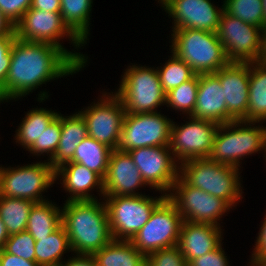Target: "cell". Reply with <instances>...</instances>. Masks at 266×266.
Masks as SVG:
<instances>
[{"label":"cell","instance_id":"obj_25","mask_svg":"<svg viewBox=\"0 0 266 266\" xmlns=\"http://www.w3.org/2000/svg\"><path fill=\"white\" fill-rule=\"evenodd\" d=\"M62 224V210L56 204L44 201L35 203L30 210L26 231L35 241L48 237Z\"/></svg>","mask_w":266,"mask_h":266},{"label":"cell","instance_id":"obj_22","mask_svg":"<svg viewBox=\"0 0 266 266\" xmlns=\"http://www.w3.org/2000/svg\"><path fill=\"white\" fill-rule=\"evenodd\" d=\"M55 176L58 180V177L61 176L65 191L67 190L70 193V197L66 201L96 200L95 197L89 194L95 186L100 189L101 195L104 194L103 179L97 173L79 163H65L55 170Z\"/></svg>","mask_w":266,"mask_h":266},{"label":"cell","instance_id":"obj_13","mask_svg":"<svg viewBox=\"0 0 266 266\" xmlns=\"http://www.w3.org/2000/svg\"><path fill=\"white\" fill-rule=\"evenodd\" d=\"M262 32L223 11L216 34L229 62L253 63L260 56Z\"/></svg>","mask_w":266,"mask_h":266},{"label":"cell","instance_id":"obj_43","mask_svg":"<svg viewBox=\"0 0 266 266\" xmlns=\"http://www.w3.org/2000/svg\"><path fill=\"white\" fill-rule=\"evenodd\" d=\"M60 7L61 0H32L30 8L60 13Z\"/></svg>","mask_w":266,"mask_h":266},{"label":"cell","instance_id":"obj_24","mask_svg":"<svg viewBox=\"0 0 266 266\" xmlns=\"http://www.w3.org/2000/svg\"><path fill=\"white\" fill-rule=\"evenodd\" d=\"M97 266H146L147 257L131 241L112 240L92 254Z\"/></svg>","mask_w":266,"mask_h":266},{"label":"cell","instance_id":"obj_49","mask_svg":"<svg viewBox=\"0 0 266 266\" xmlns=\"http://www.w3.org/2000/svg\"><path fill=\"white\" fill-rule=\"evenodd\" d=\"M2 166L0 167V190H1V175H2Z\"/></svg>","mask_w":266,"mask_h":266},{"label":"cell","instance_id":"obj_8","mask_svg":"<svg viewBox=\"0 0 266 266\" xmlns=\"http://www.w3.org/2000/svg\"><path fill=\"white\" fill-rule=\"evenodd\" d=\"M166 197L105 196L110 231L113 240L131 241L148 222L154 208Z\"/></svg>","mask_w":266,"mask_h":266},{"label":"cell","instance_id":"obj_30","mask_svg":"<svg viewBox=\"0 0 266 266\" xmlns=\"http://www.w3.org/2000/svg\"><path fill=\"white\" fill-rule=\"evenodd\" d=\"M59 113L36 108L28 111L16 130L15 140L26 150L37 140Z\"/></svg>","mask_w":266,"mask_h":266},{"label":"cell","instance_id":"obj_39","mask_svg":"<svg viewBox=\"0 0 266 266\" xmlns=\"http://www.w3.org/2000/svg\"><path fill=\"white\" fill-rule=\"evenodd\" d=\"M16 35H5L0 37V92L3 94V87L9 72L11 60V48Z\"/></svg>","mask_w":266,"mask_h":266},{"label":"cell","instance_id":"obj_20","mask_svg":"<svg viewBox=\"0 0 266 266\" xmlns=\"http://www.w3.org/2000/svg\"><path fill=\"white\" fill-rule=\"evenodd\" d=\"M220 228L209 223L182 222L177 247L187 263L215 250L221 244Z\"/></svg>","mask_w":266,"mask_h":266},{"label":"cell","instance_id":"obj_42","mask_svg":"<svg viewBox=\"0 0 266 266\" xmlns=\"http://www.w3.org/2000/svg\"><path fill=\"white\" fill-rule=\"evenodd\" d=\"M0 266H39V265L34 261H29L21 257L9 254L4 249H1Z\"/></svg>","mask_w":266,"mask_h":266},{"label":"cell","instance_id":"obj_40","mask_svg":"<svg viewBox=\"0 0 266 266\" xmlns=\"http://www.w3.org/2000/svg\"><path fill=\"white\" fill-rule=\"evenodd\" d=\"M225 255L221 243L215 250L190 261L188 266H229Z\"/></svg>","mask_w":266,"mask_h":266},{"label":"cell","instance_id":"obj_17","mask_svg":"<svg viewBox=\"0 0 266 266\" xmlns=\"http://www.w3.org/2000/svg\"><path fill=\"white\" fill-rule=\"evenodd\" d=\"M168 16L174 19L173 30L194 29L216 32L224 11L211 0H159Z\"/></svg>","mask_w":266,"mask_h":266},{"label":"cell","instance_id":"obj_46","mask_svg":"<svg viewBox=\"0 0 266 266\" xmlns=\"http://www.w3.org/2000/svg\"><path fill=\"white\" fill-rule=\"evenodd\" d=\"M8 237L9 235L6 226L4 225L3 221L0 218V250L4 248Z\"/></svg>","mask_w":266,"mask_h":266},{"label":"cell","instance_id":"obj_37","mask_svg":"<svg viewBox=\"0 0 266 266\" xmlns=\"http://www.w3.org/2000/svg\"><path fill=\"white\" fill-rule=\"evenodd\" d=\"M146 266H188L177 246L160 249L147 256Z\"/></svg>","mask_w":266,"mask_h":266},{"label":"cell","instance_id":"obj_38","mask_svg":"<svg viewBox=\"0 0 266 266\" xmlns=\"http://www.w3.org/2000/svg\"><path fill=\"white\" fill-rule=\"evenodd\" d=\"M32 0H0V11L14 26L30 9Z\"/></svg>","mask_w":266,"mask_h":266},{"label":"cell","instance_id":"obj_3","mask_svg":"<svg viewBox=\"0 0 266 266\" xmlns=\"http://www.w3.org/2000/svg\"><path fill=\"white\" fill-rule=\"evenodd\" d=\"M171 52L196 75L215 74L229 63L216 32L194 29L172 30Z\"/></svg>","mask_w":266,"mask_h":266},{"label":"cell","instance_id":"obj_19","mask_svg":"<svg viewBox=\"0 0 266 266\" xmlns=\"http://www.w3.org/2000/svg\"><path fill=\"white\" fill-rule=\"evenodd\" d=\"M142 185L147 186L129 153L112 150L107 173L103 179V197L139 196L140 194L135 191Z\"/></svg>","mask_w":266,"mask_h":266},{"label":"cell","instance_id":"obj_36","mask_svg":"<svg viewBox=\"0 0 266 266\" xmlns=\"http://www.w3.org/2000/svg\"><path fill=\"white\" fill-rule=\"evenodd\" d=\"M35 239L28 231L9 235L4 250L12 255L35 262Z\"/></svg>","mask_w":266,"mask_h":266},{"label":"cell","instance_id":"obj_12","mask_svg":"<svg viewBox=\"0 0 266 266\" xmlns=\"http://www.w3.org/2000/svg\"><path fill=\"white\" fill-rule=\"evenodd\" d=\"M172 120L155 113H126L117 150L170 146Z\"/></svg>","mask_w":266,"mask_h":266},{"label":"cell","instance_id":"obj_34","mask_svg":"<svg viewBox=\"0 0 266 266\" xmlns=\"http://www.w3.org/2000/svg\"><path fill=\"white\" fill-rule=\"evenodd\" d=\"M224 11L244 23L263 29V6L261 0H224Z\"/></svg>","mask_w":266,"mask_h":266},{"label":"cell","instance_id":"obj_35","mask_svg":"<svg viewBox=\"0 0 266 266\" xmlns=\"http://www.w3.org/2000/svg\"><path fill=\"white\" fill-rule=\"evenodd\" d=\"M61 137V113L52 121V123L43 131L39 139H37L27 150L34 154H49L51 159L59 145Z\"/></svg>","mask_w":266,"mask_h":266},{"label":"cell","instance_id":"obj_15","mask_svg":"<svg viewBox=\"0 0 266 266\" xmlns=\"http://www.w3.org/2000/svg\"><path fill=\"white\" fill-rule=\"evenodd\" d=\"M182 126L172 122L170 150L179 164L191 159L208 158L219 124L190 117Z\"/></svg>","mask_w":266,"mask_h":266},{"label":"cell","instance_id":"obj_27","mask_svg":"<svg viewBox=\"0 0 266 266\" xmlns=\"http://www.w3.org/2000/svg\"><path fill=\"white\" fill-rule=\"evenodd\" d=\"M263 120H266V66L253 62L250 63L247 121Z\"/></svg>","mask_w":266,"mask_h":266},{"label":"cell","instance_id":"obj_50","mask_svg":"<svg viewBox=\"0 0 266 266\" xmlns=\"http://www.w3.org/2000/svg\"><path fill=\"white\" fill-rule=\"evenodd\" d=\"M250 266H262V265H258V264H254V263H250Z\"/></svg>","mask_w":266,"mask_h":266},{"label":"cell","instance_id":"obj_2","mask_svg":"<svg viewBox=\"0 0 266 266\" xmlns=\"http://www.w3.org/2000/svg\"><path fill=\"white\" fill-rule=\"evenodd\" d=\"M62 225L76 254L92 255L113 240L105 203L97 199L66 201Z\"/></svg>","mask_w":266,"mask_h":266},{"label":"cell","instance_id":"obj_4","mask_svg":"<svg viewBox=\"0 0 266 266\" xmlns=\"http://www.w3.org/2000/svg\"><path fill=\"white\" fill-rule=\"evenodd\" d=\"M255 123L259 122L234 120L219 125L208 159L238 168L243 156L265 150L266 127L252 126Z\"/></svg>","mask_w":266,"mask_h":266},{"label":"cell","instance_id":"obj_23","mask_svg":"<svg viewBox=\"0 0 266 266\" xmlns=\"http://www.w3.org/2000/svg\"><path fill=\"white\" fill-rule=\"evenodd\" d=\"M86 137H88L87 125L79 112L70 116L61 115L59 145L54 156L48 159V162L55 170L65 163L71 162L76 148Z\"/></svg>","mask_w":266,"mask_h":266},{"label":"cell","instance_id":"obj_48","mask_svg":"<svg viewBox=\"0 0 266 266\" xmlns=\"http://www.w3.org/2000/svg\"><path fill=\"white\" fill-rule=\"evenodd\" d=\"M4 100L6 101V99L4 98L3 94L0 92V103H1V101L3 102Z\"/></svg>","mask_w":266,"mask_h":266},{"label":"cell","instance_id":"obj_33","mask_svg":"<svg viewBox=\"0 0 266 266\" xmlns=\"http://www.w3.org/2000/svg\"><path fill=\"white\" fill-rule=\"evenodd\" d=\"M199 75L171 89L166 93L165 104L175 110L183 111L191 116L194 112L197 99Z\"/></svg>","mask_w":266,"mask_h":266},{"label":"cell","instance_id":"obj_7","mask_svg":"<svg viewBox=\"0 0 266 266\" xmlns=\"http://www.w3.org/2000/svg\"><path fill=\"white\" fill-rule=\"evenodd\" d=\"M122 101L126 113H155L165 105L166 93L162 89L157 69L132 65L125 70L115 93Z\"/></svg>","mask_w":266,"mask_h":266},{"label":"cell","instance_id":"obj_47","mask_svg":"<svg viewBox=\"0 0 266 266\" xmlns=\"http://www.w3.org/2000/svg\"><path fill=\"white\" fill-rule=\"evenodd\" d=\"M263 6V30L266 28V0H261Z\"/></svg>","mask_w":266,"mask_h":266},{"label":"cell","instance_id":"obj_45","mask_svg":"<svg viewBox=\"0 0 266 266\" xmlns=\"http://www.w3.org/2000/svg\"><path fill=\"white\" fill-rule=\"evenodd\" d=\"M5 35H16L14 25L0 11V37Z\"/></svg>","mask_w":266,"mask_h":266},{"label":"cell","instance_id":"obj_29","mask_svg":"<svg viewBox=\"0 0 266 266\" xmlns=\"http://www.w3.org/2000/svg\"><path fill=\"white\" fill-rule=\"evenodd\" d=\"M93 0H61L60 13L68 28L84 43L90 25V12Z\"/></svg>","mask_w":266,"mask_h":266},{"label":"cell","instance_id":"obj_5","mask_svg":"<svg viewBox=\"0 0 266 266\" xmlns=\"http://www.w3.org/2000/svg\"><path fill=\"white\" fill-rule=\"evenodd\" d=\"M179 166V176L188 185L225 200L231 207L241 199L239 168L208 158L191 159Z\"/></svg>","mask_w":266,"mask_h":266},{"label":"cell","instance_id":"obj_18","mask_svg":"<svg viewBox=\"0 0 266 266\" xmlns=\"http://www.w3.org/2000/svg\"><path fill=\"white\" fill-rule=\"evenodd\" d=\"M215 75L219 78L227 106V123L247 121L250 63L229 62Z\"/></svg>","mask_w":266,"mask_h":266},{"label":"cell","instance_id":"obj_32","mask_svg":"<svg viewBox=\"0 0 266 266\" xmlns=\"http://www.w3.org/2000/svg\"><path fill=\"white\" fill-rule=\"evenodd\" d=\"M159 80L165 93L192 79L196 74L183 60L172 53V57L161 68L157 67Z\"/></svg>","mask_w":266,"mask_h":266},{"label":"cell","instance_id":"obj_31","mask_svg":"<svg viewBox=\"0 0 266 266\" xmlns=\"http://www.w3.org/2000/svg\"><path fill=\"white\" fill-rule=\"evenodd\" d=\"M34 204V201L28 199L0 196V218L8 235L26 230L29 213Z\"/></svg>","mask_w":266,"mask_h":266},{"label":"cell","instance_id":"obj_9","mask_svg":"<svg viewBox=\"0 0 266 266\" xmlns=\"http://www.w3.org/2000/svg\"><path fill=\"white\" fill-rule=\"evenodd\" d=\"M182 222L181 214L166 196L131 242L146 257L160 249L177 246Z\"/></svg>","mask_w":266,"mask_h":266},{"label":"cell","instance_id":"obj_44","mask_svg":"<svg viewBox=\"0 0 266 266\" xmlns=\"http://www.w3.org/2000/svg\"><path fill=\"white\" fill-rule=\"evenodd\" d=\"M77 256V257H76ZM68 261L63 262L61 266H97L92 255L77 254Z\"/></svg>","mask_w":266,"mask_h":266},{"label":"cell","instance_id":"obj_16","mask_svg":"<svg viewBox=\"0 0 266 266\" xmlns=\"http://www.w3.org/2000/svg\"><path fill=\"white\" fill-rule=\"evenodd\" d=\"M171 152L170 146H151L128 151L144 182L166 195L179 176V163Z\"/></svg>","mask_w":266,"mask_h":266},{"label":"cell","instance_id":"obj_14","mask_svg":"<svg viewBox=\"0 0 266 266\" xmlns=\"http://www.w3.org/2000/svg\"><path fill=\"white\" fill-rule=\"evenodd\" d=\"M108 94L105 92L104 97L101 96L102 99H99L100 102L88 106L79 113L86 122L88 136L116 150L126 111L121 99L115 93Z\"/></svg>","mask_w":266,"mask_h":266},{"label":"cell","instance_id":"obj_10","mask_svg":"<svg viewBox=\"0 0 266 266\" xmlns=\"http://www.w3.org/2000/svg\"><path fill=\"white\" fill-rule=\"evenodd\" d=\"M166 196L175 205L183 221L220 226L218 220L232 208L225 200L188 185L180 176Z\"/></svg>","mask_w":266,"mask_h":266},{"label":"cell","instance_id":"obj_6","mask_svg":"<svg viewBox=\"0 0 266 266\" xmlns=\"http://www.w3.org/2000/svg\"><path fill=\"white\" fill-rule=\"evenodd\" d=\"M16 37L28 42H45L61 48L81 69L87 63L85 55L66 50L60 43L70 38L75 48L85 45L64 23L61 13L30 8L14 26Z\"/></svg>","mask_w":266,"mask_h":266},{"label":"cell","instance_id":"obj_28","mask_svg":"<svg viewBox=\"0 0 266 266\" xmlns=\"http://www.w3.org/2000/svg\"><path fill=\"white\" fill-rule=\"evenodd\" d=\"M111 152L110 147L88 136L76 148L71 162L87 167L104 179Z\"/></svg>","mask_w":266,"mask_h":266},{"label":"cell","instance_id":"obj_41","mask_svg":"<svg viewBox=\"0 0 266 266\" xmlns=\"http://www.w3.org/2000/svg\"><path fill=\"white\" fill-rule=\"evenodd\" d=\"M258 234L251 262L249 263L266 266V215Z\"/></svg>","mask_w":266,"mask_h":266},{"label":"cell","instance_id":"obj_21","mask_svg":"<svg viewBox=\"0 0 266 266\" xmlns=\"http://www.w3.org/2000/svg\"><path fill=\"white\" fill-rule=\"evenodd\" d=\"M190 117L210 120L219 125L227 123L226 101L215 74L199 75L196 105Z\"/></svg>","mask_w":266,"mask_h":266},{"label":"cell","instance_id":"obj_1","mask_svg":"<svg viewBox=\"0 0 266 266\" xmlns=\"http://www.w3.org/2000/svg\"><path fill=\"white\" fill-rule=\"evenodd\" d=\"M82 70L61 48L16 37L11 48L9 72L3 87L6 102L32 93L50 80Z\"/></svg>","mask_w":266,"mask_h":266},{"label":"cell","instance_id":"obj_11","mask_svg":"<svg viewBox=\"0 0 266 266\" xmlns=\"http://www.w3.org/2000/svg\"><path fill=\"white\" fill-rule=\"evenodd\" d=\"M56 181L55 169L49 162H37L16 168H2L0 196L23 198L35 203L47 201L42 192Z\"/></svg>","mask_w":266,"mask_h":266},{"label":"cell","instance_id":"obj_26","mask_svg":"<svg viewBox=\"0 0 266 266\" xmlns=\"http://www.w3.org/2000/svg\"><path fill=\"white\" fill-rule=\"evenodd\" d=\"M71 251L69 237L64 226L61 224L48 237L40 238L35 243V262L39 266L61 265L62 255Z\"/></svg>","mask_w":266,"mask_h":266}]
</instances>
